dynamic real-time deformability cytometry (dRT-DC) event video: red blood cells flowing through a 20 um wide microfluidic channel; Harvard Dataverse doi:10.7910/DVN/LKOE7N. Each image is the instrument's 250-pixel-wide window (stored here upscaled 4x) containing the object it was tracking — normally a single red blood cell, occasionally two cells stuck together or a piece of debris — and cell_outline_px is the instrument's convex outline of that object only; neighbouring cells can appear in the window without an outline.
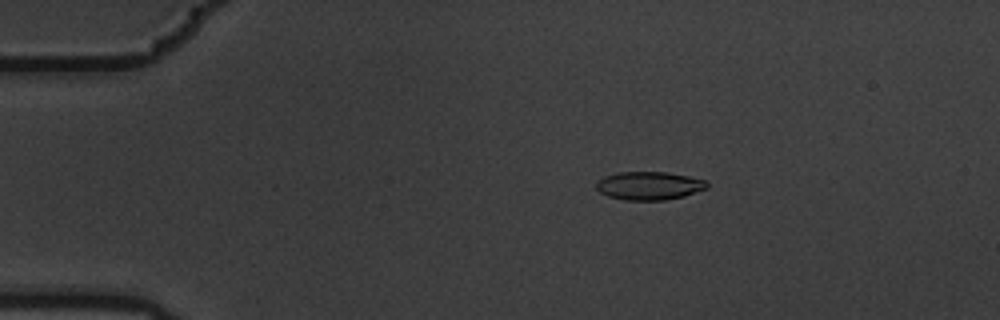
{"species": "common noctule bat (a hibernating species)", "species_latin": "Nyctalus noctula", "temperature_condition": "warm", "stored_images_in_passage": 4, "camera_frame_rate_fps": 3000, "um_per_image_px": 0.085, "animal": {"sex": "male", "body_mass_g": 19.5, "forearm_length_mm": 54.6}, "frame": {"image": 1, "passage_image": 3, "time_ms": 0.667, "image_size_px": [1000, 320], "cell_outline_px": [[708, 188], [684, 196], [664, 200], [624, 200], [608, 196], [600, 192], [596, 188], [596, 180], [604, 176], [616, 172], [668, 172], [708, 180]], "centroid_in_image_um": [55.17, 15.78], "position_along_channel_um": 29.8, "area_um2": 18.44}}